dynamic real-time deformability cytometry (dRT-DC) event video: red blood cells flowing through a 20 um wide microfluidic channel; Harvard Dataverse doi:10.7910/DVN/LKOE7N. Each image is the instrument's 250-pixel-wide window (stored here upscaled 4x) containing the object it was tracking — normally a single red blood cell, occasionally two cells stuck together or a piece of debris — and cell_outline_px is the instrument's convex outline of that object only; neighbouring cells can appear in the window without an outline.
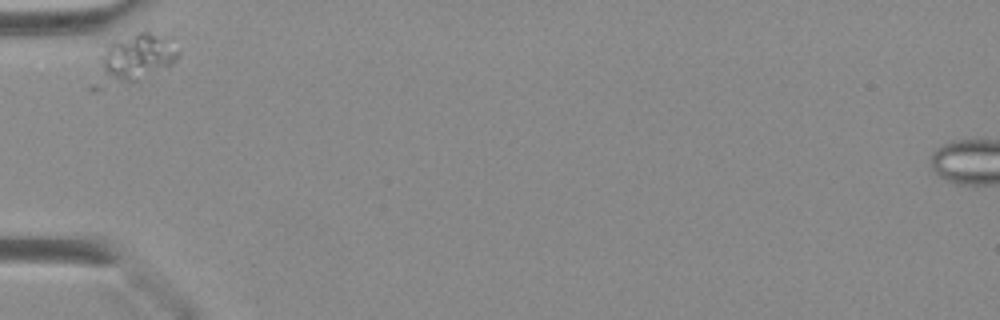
{"species": "Egyptian fruit bat (a non-hibernating species)", "species_latin": "Rousettus aegyptiacus", "temperature_condition": "warm", "stored_images_in_passage": 9, "camera_frame_rate_fps": 3000, "um_per_image_px": 0.085, "animal": {"sex": "female"}, "frame": {"image": 1, "passage_image": 1, "time_ms": 0.0, "image_size_px": [1000, 320], "cell_outline_px": [[180, 56], [172, 64], [132, 80], [96, 92], [92, 92], [88, 88], [100, 56], [108, 44], [116, 40], [144, 28], [148, 28], [180, 52]], "centroid_in_image_um": [11.21, 5.04], "position_along_channel_um": 73.8, "area_um2": 23.41}}
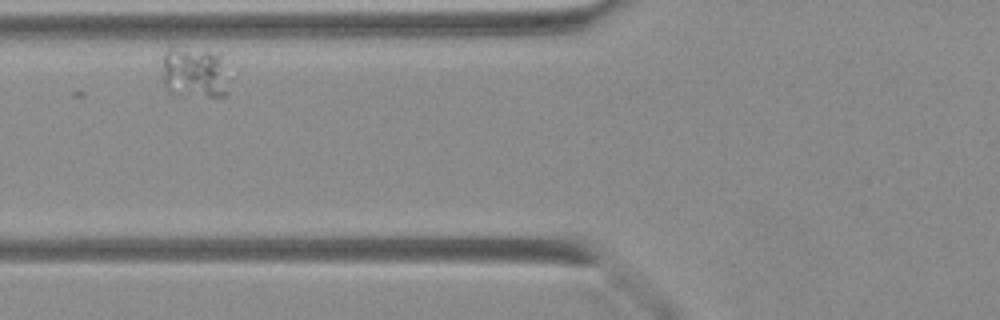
{"frame": {"image": 2, "passage_image": 4, "time_ms": 1.0, "image_size_px": [1000, 320], "cell_outline_px": [[224, 96], [208, 96], [168, 92], [164, 84], [164, 56], [168, 48], [176, 44], [220, 52], [224, 92]], "centroid_in_image_um": [16.43, 6.06], "position_along_channel_um": 109.4, "area_um2": 19.31}}
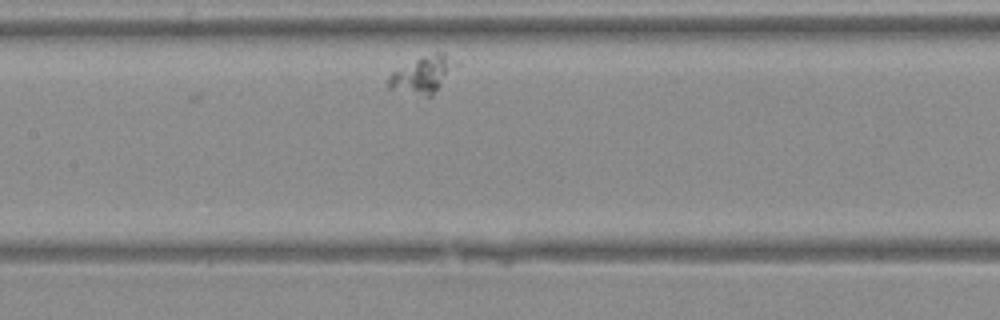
{"frame": {"image": 3, "passage_image": 9, "time_ms": 2.667, "image_size_px": [1000, 320], "cell_outline_px": [[460, 64], [432, 96], [428, 96], [388, 88], [388, 76], [392, 72], [424, 56], [436, 52], [444, 52]], "centroid_in_image_um": [36.0, 6.33], "position_along_channel_um": 171.4, "area_um2": 14.22}}